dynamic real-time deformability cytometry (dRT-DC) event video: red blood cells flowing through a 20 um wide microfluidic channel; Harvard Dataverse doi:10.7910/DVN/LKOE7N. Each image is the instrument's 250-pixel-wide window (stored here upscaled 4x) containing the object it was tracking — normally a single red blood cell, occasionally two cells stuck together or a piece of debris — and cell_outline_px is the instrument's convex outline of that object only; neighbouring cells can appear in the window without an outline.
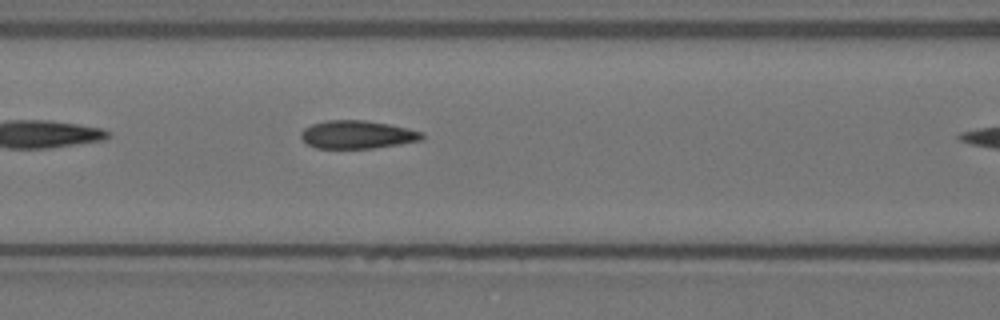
{"species": "Egyptian fruit bat (a non-hibernating species)", "species_latin": "Rousettus aegyptiacus", "temperature_condition": "warm", "stored_images_in_passage": 9, "camera_frame_rate_fps": 3000, "um_per_image_px": 0.085, "animal": {"sex": "female"}, "frame": {"image": 1, "passage_image": 8, "time_ms": 2.333, "image_size_px": [1000, 320], "cell_outline_px": [[424, 136], [420, 140], [400, 144], [372, 148], [316, 148], [308, 144], [300, 136], [300, 132], [304, 128], [312, 124], [324, 120], [364, 120], [388, 124], [408, 128], [420, 132]], "centroid_in_image_um": [30.33, 11.43], "position_along_channel_um": 136.3, "area_um2": 19.65}}